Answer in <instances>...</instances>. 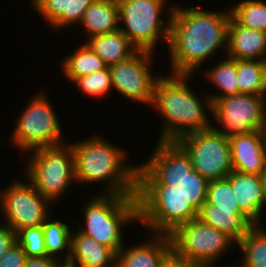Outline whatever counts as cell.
<instances>
[{
  "mask_svg": "<svg viewBox=\"0 0 266 267\" xmlns=\"http://www.w3.org/2000/svg\"><path fill=\"white\" fill-rule=\"evenodd\" d=\"M208 10L201 9L200 5L187 8L175 3L167 46L169 74L193 76L206 60L215 58L220 49L227 51L231 11Z\"/></svg>",
  "mask_w": 266,
  "mask_h": 267,
  "instance_id": "obj_1",
  "label": "cell"
},
{
  "mask_svg": "<svg viewBox=\"0 0 266 267\" xmlns=\"http://www.w3.org/2000/svg\"><path fill=\"white\" fill-rule=\"evenodd\" d=\"M95 133L71 144L76 184L100 183L99 194L137 195L138 165L128 161L127 151ZM105 183V184H104Z\"/></svg>",
  "mask_w": 266,
  "mask_h": 267,
  "instance_id": "obj_2",
  "label": "cell"
},
{
  "mask_svg": "<svg viewBox=\"0 0 266 267\" xmlns=\"http://www.w3.org/2000/svg\"><path fill=\"white\" fill-rule=\"evenodd\" d=\"M192 77L163 73L157 81L152 107L163 118L157 141H177L186 134L212 127L211 100L208 94L199 97L192 90L188 85Z\"/></svg>",
  "mask_w": 266,
  "mask_h": 267,
  "instance_id": "obj_3",
  "label": "cell"
},
{
  "mask_svg": "<svg viewBox=\"0 0 266 267\" xmlns=\"http://www.w3.org/2000/svg\"><path fill=\"white\" fill-rule=\"evenodd\" d=\"M93 197V198H92ZM83 203L81 227L77 230L111 248L116 254L124 246V228L139 222L136 196L100 194Z\"/></svg>",
  "mask_w": 266,
  "mask_h": 267,
  "instance_id": "obj_4",
  "label": "cell"
},
{
  "mask_svg": "<svg viewBox=\"0 0 266 267\" xmlns=\"http://www.w3.org/2000/svg\"><path fill=\"white\" fill-rule=\"evenodd\" d=\"M138 214L147 233L171 234L197 218L198 211L175 185H137Z\"/></svg>",
  "mask_w": 266,
  "mask_h": 267,
  "instance_id": "obj_5",
  "label": "cell"
},
{
  "mask_svg": "<svg viewBox=\"0 0 266 267\" xmlns=\"http://www.w3.org/2000/svg\"><path fill=\"white\" fill-rule=\"evenodd\" d=\"M117 3L120 30L138 50L155 53L158 43L168 46L174 4L167 6L172 4L167 0H117Z\"/></svg>",
  "mask_w": 266,
  "mask_h": 267,
  "instance_id": "obj_6",
  "label": "cell"
},
{
  "mask_svg": "<svg viewBox=\"0 0 266 267\" xmlns=\"http://www.w3.org/2000/svg\"><path fill=\"white\" fill-rule=\"evenodd\" d=\"M23 175L51 203L66 196L75 180L74 153L70 143L28 152Z\"/></svg>",
  "mask_w": 266,
  "mask_h": 267,
  "instance_id": "obj_7",
  "label": "cell"
},
{
  "mask_svg": "<svg viewBox=\"0 0 266 267\" xmlns=\"http://www.w3.org/2000/svg\"><path fill=\"white\" fill-rule=\"evenodd\" d=\"M47 96V93L41 89L29 99L24 110L16 118V124L10 136L11 141L8 140V142H11L13 147L15 145L21 153L28 154L37 148L67 143L61 121Z\"/></svg>",
  "mask_w": 266,
  "mask_h": 267,
  "instance_id": "obj_8",
  "label": "cell"
},
{
  "mask_svg": "<svg viewBox=\"0 0 266 267\" xmlns=\"http://www.w3.org/2000/svg\"><path fill=\"white\" fill-rule=\"evenodd\" d=\"M176 142L190 156L193 169L208 181L233 171L229 138L213 127L186 134Z\"/></svg>",
  "mask_w": 266,
  "mask_h": 267,
  "instance_id": "obj_9",
  "label": "cell"
},
{
  "mask_svg": "<svg viewBox=\"0 0 266 267\" xmlns=\"http://www.w3.org/2000/svg\"><path fill=\"white\" fill-rule=\"evenodd\" d=\"M4 187L0 190L1 222L8 224L15 233L26 227L43 225L51 217L53 203L44 198L26 178L24 181L15 179Z\"/></svg>",
  "mask_w": 266,
  "mask_h": 267,
  "instance_id": "obj_10",
  "label": "cell"
},
{
  "mask_svg": "<svg viewBox=\"0 0 266 267\" xmlns=\"http://www.w3.org/2000/svg\"><path fill=\"white\" fill-rule=\"evenodd\" d=\"M169 236L177 254L213 267L235 244L225 233L197 218L181 224Z\"/></svg>",
  "mask_w": 266,
  "mask_h": 267,
  "instance_id": "obj_11",
  "label": "cell"
},
{
  "mask_svg": "<svg viewBox=\"0 0 266 267\" xmlns=\"http://www.w3.org/2000/svg\"><path fill=\"white\" fill-rule=\"evenodd\" d=\"M265 111L266 95L224 96L212 104V127L228 138L251 133L259 130Z\"/></svg>",
  "mask_w": 266,
  "mask_h": 267,
  "instance_id": "obj_12",
  "label": "cell"
},
{
  "mask_svg": "<svg viewBox=\"0 0 266 267\" xmlns=\"http://www.w3.org/2000/svg\"><path fill=\"white\" fill-rule=\"evenodd\" d=\"M154 57L152 52L138 50L128 59L109 66L112 89L129 102L151 107L156 83L163 75L161 72L159 76L152 74Z\"/></svg>",
  "mask_w": 266,
  "mask_h": 267,
  "instance_id": "obj_13",
  "label": "cell"
},
{
  "mask_svg": "<svg viewBox=\"0 0 266 267\" xmlns=\"http://www.w3.org/2000/svg\"><path fill=\"white\" fill-rule=\"evenodd\" d=\"M156 143L150 158L138 165L137 185L178 186L193 170L190 156L176 141Z\"/></svg>",
  "mask_w": 266,
  "mask_h": 267,
  "instance_id": "obj_14",
  "label": "cell"
},
{
  "mask_svg": "<svg viewBox=\"0 0 266 267\" xmlns=\"http://www.w3.org/2000/svg\"><path fill=\"white\" fill-rule=\"evenodd\" d=\"M227 178L231 182L240 212L253 224L263 223L266 208V176L232 171ZM265 206V207H264Z\"/></svg>",
  "mask_w": 266,
  "mask_h": 267,
  "instance_id": "obj_15",
  "label": "cell"
},
{
  "mask_svg": "<svg viewBox=\"0 0 266 267\" xmlns=\"http://www.w3.org/2000/svg\"><path fill=\"white\" fill-rule=\"evenodd\" d=\"M148 234L149 239L146 237L140 244L133 243L131 247L125 244L116 254L115 267H163L172 250L171 238L168 234Z\"/></svg>",
  "mask_w": 266,
  "mask_h": 267,
  "instance_id": "obj_16",
  "label": "cell"
},
{
  "mask_svg": "<svg viewBox=\"0 0 266 267\" xmlns=\"http://www.w3.org/2000/svg\"><path fill=\"white\" fill-rule=\"evenodd\" d=\"M233 171L266 176V153L259 131L229 137Z\"/></svg>",
  "mask_w": 266,
  "mask_h": 267,
  "instance_id": "obj_17",
  "label": "cell"
},
{
  "mask_svg": "<svg viewBox=\"0 0 266 267\" xmlns=\"http://www.w3.org/2000/svg\"><path fill=\"white\" fill-rule=\"evenodd\" d=\"M225 54L235 60L266 61V32L244 27L231 16Z\"/></svg>",
  "mask_w": 266,
  "mask_h": 267,
  "instance_id": "obj_18",
  "label": "cell"
},
{
  "mask_svg": "<svg viewBox=\"0 0 266 267\" xmlns=\"http://www.w3.org/2000/svg\"><path fill=\"white\" fill-rule=\"evenodd\" d=\"M34 9L44 21L48 28L61 31L67 27L78 26L84 12L96 0H31ZM74 25V26H73ZM72 26V27H71Z\"/></svg>",
  "mask_w": 266,
  "mask_h": 267,
  "instance_id": "obj_19",
  "label": "cell"
},
{
  "mask_svg": "<svg viewBox=\"0 0 266 267\" xmlns=\"http://www.w3.org/2000/svg\"><path fill=\"white\" fill-rule=\"evenodd\" d=\"M116 253L72 228L71 253L66 267H115Z\"/></svg>",
  "mask_w": 266,
  "mask_h": 267,
  "instance_id": "obj_20",
  "label": "cell"
},
{
  "mask_svg": "<svg viewBox=\"0 0 266 267\" xmlns=\"http://www.w3.org/2000/svg\"><path fill=\"white\" fill-rule=\"evenodd\" d=\"M197 219L222 231L235 243L253 226L239 209H213L210 203L201 206Z\"/></svg>",
  "mask_w": 266,
  "mask_h": 267,
  "instance_id": "obj_21",
  "label": "cell"
},
{
  "mask_svg": "<svg viewBox=\"0 0 266 267\" xmlns=\"http://www.w3.org/2000/svg\"><path fill=\"white\" fill-rule=\"evenodd\" d=\"M87 34L86 37L114 32L120 29L119 7L117 0H96L84 12L78 24Z\"/></svg>",
  "mask_w": 266,
  "mask_h": 267,
  "instance_id": "obj_22",
  "label": "cell"
},
{
  "mask_svg": "<svg viewBox=\"0 0 266 267\" xmlns=\"http://www.w3.org/2000/svg\"><path fill=\"white\" fill-rule=\"evenodd\" d=\"M83 43L99 55L107 66L126 60L138 51L120 29L86 38Z\"/></svg>",
  "mask_w": 266,
  "mask_h": 267,
  "instance_id": "obj_23",
  "label": "cell"
},
{
  "mask_svg": "<svg viewBox=\"0 0 266 267\" xmlns=\"http://www.w3.org/2000/svg\"><path fill=\"white\" fill-rule=\"evenodd\" d=\"M220 61L212 65L210 68L205 69L203 67L202 76L205 80L212 83L211 85L215 86L221 92L213 93L212 91L208 93V97L213 104L217 99L224 96L239 94V87L237 84V72H236V60L227 57L226 55L221 56Z\"/></svg>",
  "mask_w": 266,
  "mask_h": 267,
  "instance_id": "obj_24",
  "label": "cell"
},
{
  "mask_svg": "<svg viewBox=\"0 0 266 267\" xmlns=\"http://www.w3.org/2000/svg\"><path fill=\"white\" fill-rule=\"evenodd\" d=\"M74 53H69L62 59V73L72 83L81 76L92 74L107 67L102 58L92 51L85 43L74 47Z\"/></svg>",
  "mask_w": 266,
  "mask_h": 267,
  "instance_id": "obj_25",
  "label": "cell"
},
{
  "mask_svg": "<svg viewBox=\"0 0 266 267\" xmlns=\"http://www.w3.org/2000/svg\"><path fill=\"white\" fill-rule=\"evenodd\" d=\"M263 227L253 225L236 243L242 253V261L237 262L241 267H266V228Z\"/></svg>",
  "mask_w": 266,
  "mask_h": 267,
  "instance_id": "obj_26",
  "label": "cell"
},
{
  "mask_svg": "<svg viewBox=\"0 0 266 267\" xmlns=\"http://www.w3.org/2000/svg\"><path fill=\"white\" fill-rule=\"evenodd\" d=\"M43 232L47 255L55 257L66 264L71 253L72 229L70 225L63 220L61 221V219L56 220L49 217L43 224ZM63 253L66 255L64 256ZM61 254H63V257Z\"/></svg>",
  "mask_w": 266,
  "mask_h": 267,
  "instance_id": "obj_27",
  "label": "cell"
},
{
  "mask_svg": "<svg viewBox=\"0 0 266 267\" xmlns=\"http://www.w3.org/2000/svg\"><path fill=\"white\" fill-rule=\"evenodd\" d=\"M239 93L266 95V61L236 59Z\"/></svg>",
  "mask_w": 266,
  "mask_h": 267,
  "instance_id": "obj_28",
  "label": "cell"
},
{
  "mask_svg": "<svg viewBox=\"0 0 266 267\" xmlns=\"http://www.w3.org/2000/svg\"><path fill=\"white\" fill-rule=\"evenodd\" d=\"M231 7L229 8L231 16L239 24L257 31L266 32V1L241 0Z\"/></svg>",
  "mask_w": 266,
  "mask_h": 267,
  "instance_id": "obj_29",
  "label": "cell"
},
{
  "mask_svg": "<svg viewBox=\"0 0 266 267\" xmlns=\"http://www.w3.org/2000/svg\"><path fill=\"white\" fill-rule=\"evenodd\" d=\"M72 84H76L79 91L87 97L105 98L113 91L109 66L92 74L77 78Z\"/></svg>",
  "mask_w": 266,
  "mask_h": 267,
  "instance_id": "obj_30",
  "label": "cell"
},
{
  "mask_svg": "<svg viewBox=\"0 0 266 267\" xmlns=\"http://www.w3.org/2000/svg\"><path fill=\"white\" fill-rule=\"evenodd\" d=\"M205 203L213 204V209H239L227 177L209 181Z\"/></svg>",
  "mask_w": 266,
  "mask_h": 267,
  "instance_id": "obj_31",
  "label": "cell"
},
{
  "mask_svg": "<svg viewBox=\"0 0 266 267\" xmlns=\"http://www.w3.org/2000/svg\"><path fill=\"white\" fill-rule=\"evenodd\" d=\"M208 183L206 178L193 169L178 186L186 199L198 211L206 202Z\"/></svg>",
  "mask_w": 266,
  "mask_h": 267,
  "instance_id": "obj_32",
  "label": "cell"
},
{
  "mask_svg": "<svg viewBox=\"0 0 266 267\" xmlns=\"http://www.w3.org/2000/svg\"><path fill=\"white\" fill-rule=\"evenodd\" d=\"M16 241L27 257H46L43 225L26 227L16 233Z\"/></svg>",
  "mask_w": 266,
  "mask_h": 267,
  "instance_id": "obj_33",
  "label": "cell"
},
{
  "mask_svg": "<svg viewBox=\"0 0 266 267\" xmlns=\"http://www.w3.org/2000/svg\"><path fill=\"white\" fill-rule=\"evenodd\" d=\"M26 259L27 255L16 241L0 258V267H24Z\"/></svg>",
  "mask_w": 266,
  "mask_h": 267,
  "instance_id": "obj_34",
  "label": "cell"
},
{
  "mask_svg": "<svg viewBox=\"0 0 266 267\" xmlns=\"http://www.w3.org/2000/svg\"><path fill=\"white\" fill-rule=\"evenodd\" d=\"M163 267H213L212 265L194 261L177 254L173 249L165 258Z\"/></svg>",
  "mask_w": 266,
  "mask_h": 267,
  "instance_id": "obj_35",
  "label": "cell"
},
{
  "mask_svg": "<svg viewBox=\"0 0 266 267\" xmlns=\"http://www.w3.org/2000/svg\"><path fill=\"white\" fill-rule=\"evenodd\" d=\"M15 242V231L8 224L0 222V258Z\"/></svg>",
  "mask_w": 266,
  "mask_h": 267,
  "instance_id": "obj_36",
  "label": "cell"
},
{
  "mask_svg": "<svg viewBox=\"0 0 266 267\" xmlns=\"http://www.w3.org/2000/svg\"><path fill=\"white\" fill-rule=\"evenodd\" d=\"M24 267H66L65 263L52 256L27 257Z\"/></svg>",
  "mask_w": 266,
  "mask_h": 267,
  "instance_id": "obj_37",
  "label": "cell"
},
{
  "mask_svg": "<svg viewBox=\"0 0 266 267\" xmlns=\"http://www.w3.org/2000/svg\"><path fill=\"white\" fill-rule=\"evenodd\" d=\"M258 131L260 133V137L263 143V148L266 153V111L264 112L263 118L261 120V125Z\"/></svg>",
  "mask_w": 266,
  "mask_h": 267,
  "instance_id": "obj_38",
  "label": "cell"
},
{
  "mask_svg": "<svg viewBox=\"0 0 266 267\" xmlns=\"http://www.w3.org/2000/svg\"><path fill=\"white\" fill-rule=\"evenodd\" d=\"M214 267H216V266H214ZM221 267H241V266L238 265V264H237V265H235V264H232V265H231V264H230V266L227 265V266H221Z\"/></svg>",
  "mask_w": 266,
  "mask_h": 267,
  "instance_id": "obj_39",
  "label": "cell"
}]
</instances>
